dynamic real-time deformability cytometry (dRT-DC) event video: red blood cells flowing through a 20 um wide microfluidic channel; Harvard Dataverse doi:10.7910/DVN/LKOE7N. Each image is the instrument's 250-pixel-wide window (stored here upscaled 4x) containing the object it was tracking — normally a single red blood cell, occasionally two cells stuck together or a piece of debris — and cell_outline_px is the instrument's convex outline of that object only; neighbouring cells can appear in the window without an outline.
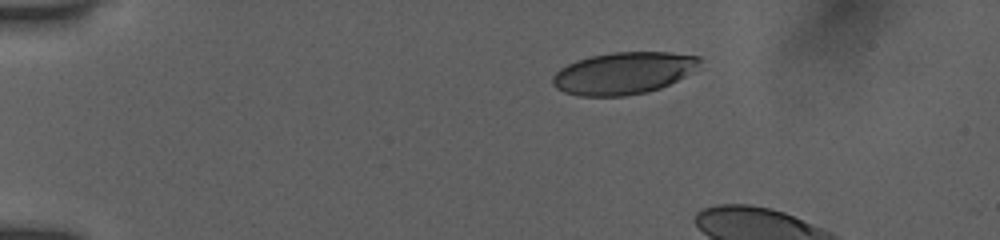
{"species": "human", "species_latin": "Homo sapiens", "temperature_condition": "room temperature", "stored_images_in_passage": 7, "camera_frame_rate_fps": 3000, "um_per_image_px": 0.085, "donor": {"sex": "female"}, "frame": {"image": 1, "passage_image": 1, "time_ms": 0.0, "image_size_px": [1000, 240], "cell_outline_px": [[700, 60], [684, 76], [660, 88], [644, 92], [624, 96], [580, 96], [564, 92], [556, 88], [552, 84], [552, 76], [560, 68], [576, 60], [592, 56], [612, 52], [668, 52], [700, 56]], "centroid_in_image_um": [52.91, 6.22], "position_along_channel_um": 32.1, "area_um2": 35.55}}